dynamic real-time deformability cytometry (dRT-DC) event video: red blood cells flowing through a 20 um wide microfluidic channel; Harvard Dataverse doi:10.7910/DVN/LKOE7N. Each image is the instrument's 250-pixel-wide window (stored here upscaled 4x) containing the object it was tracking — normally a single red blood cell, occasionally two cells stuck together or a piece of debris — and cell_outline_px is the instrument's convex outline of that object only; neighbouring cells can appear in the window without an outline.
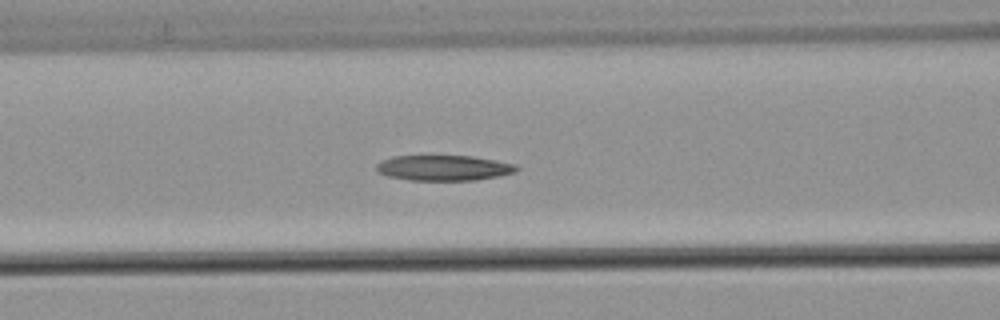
{"species": "common noctule bat (a hibernating species)", "species_latin": "Nyctalus noctula", "temperature_condition": "warm", "stored_images_in_passage": 49, "camera_frame_rate_fps": 3000, "um_per_image_px": 0.085, "animal": {"sex": "male", "body_mass_g": 21.5, "forearm_length_mm": 52.0}, "frame": {"image": 1, "passage_image": 22, "time_ms": 7.0, "image_size_px": [1000, 320], "cell_outline_px": [[520, 168], [516, 172], [500, 176], [476, 180], [408, 180], [388, 176], [376, 172], [376, 164], [392, 156], [472, 156], [496, 160], [516, 164]], "centroid_in_image_um": [37.75, 14.27], "position_along_channel_um": 128.9, "area_um2": 20.87}}